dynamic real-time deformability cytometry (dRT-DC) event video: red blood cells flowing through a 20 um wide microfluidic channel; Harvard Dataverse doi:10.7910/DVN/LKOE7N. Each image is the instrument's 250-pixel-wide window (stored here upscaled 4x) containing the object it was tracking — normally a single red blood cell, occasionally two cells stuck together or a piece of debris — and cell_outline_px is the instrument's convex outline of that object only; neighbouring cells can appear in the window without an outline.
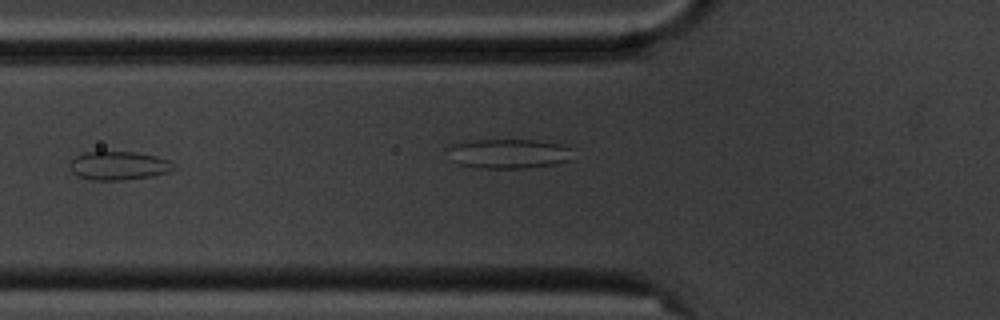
{"species": "common noctule bat (a hibernating species)", "species_latin": "Nyctalus noctula", "temperature_condition": "cold", "stored_images_in_passage": 15, "camera_frame_rate_fps": 3000, "um_per_image_px": 0.085, "animal": {"sex": "male", "body_mass_g": 20.1, "forearm_length_mm": 53.5}, "frame": {"image": 1, "passage_image": 5, "time_ms": 5.333, "image_size_px": [1000, 320], "cell_outline_px": [[176, 168], [168, 172], [152, 176], [120, 180], [92, 180], [76, 176], [72, 172], [68, 164], [76, 156], [84, 152], [136, 152], [156, 156], [172, 160], [176, 164]], "centroid_in_image_um": [10.11, 14.08], "position_along_channel_um": 115.7, "area_um2": 17.51}}
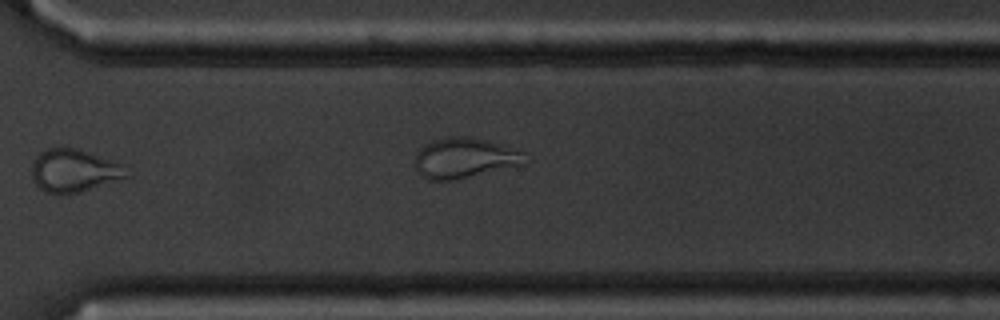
{"frame": {"image": 2, "passage_image": 11, "time_ms": 12.333, "image_size_px": [1000, 320], "cell_outline_px": [[128, 176], [80, 192], [64, 196], [44, 192], [36, 184], [32, 176], [32, 164], [36, 156], [40, 152], [48, 148], [76, 148], [88, 152], [120, 164]], "centroid_in_image_um": [6.2, 14.53], "position_along_channel_um": 364.4, "area_um2": 23.29}, "authors_computed_cell_mechanics": {"area_um2": 23.2934, "velocity_mm_per_s": 3.5447, "shape_relaxation_time_tau1_ms": null, "shape_relaxation_time_tau2_ms": 1.1174, "deformation_change_tau1": null, "deformation_change_tau2": 0.0881}}